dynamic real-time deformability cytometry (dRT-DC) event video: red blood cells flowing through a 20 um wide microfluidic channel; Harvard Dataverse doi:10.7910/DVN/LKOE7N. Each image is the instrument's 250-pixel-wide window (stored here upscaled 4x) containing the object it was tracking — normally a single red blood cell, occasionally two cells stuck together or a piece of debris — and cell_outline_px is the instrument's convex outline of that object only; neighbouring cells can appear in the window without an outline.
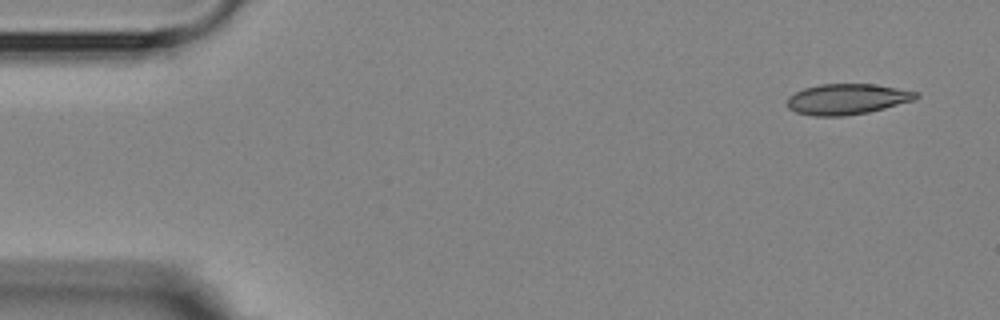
{"species": "Egyptian fruit bat (a non-hibernating species)", "species_latin": "Rousettus aegyptiacus", "temperature_condition": "room temperature", "stored_images_in_passage": 5, "camera_frame_rate_fps": 3000, "um_per_image_px": 0.085, "animal": {"sex": "female"}, "frame": {"image": 1, "passage_image": 1, "time_ms": 0.0, "image_size_px": [1000, 320], "cell_outline_px": [[920, 96], [912, 100], [884, 108], [868, 112], [844, 116], [812, 116], [796, 112], [788, 108], [788, 96], [804, 88], [820, 84], [872, 84], [896, 88], [916, 92]], "centroid_in_image_um": [71.95, 8.43], "position_along_channel_um": 13.0, "area_um2": 22.77}}